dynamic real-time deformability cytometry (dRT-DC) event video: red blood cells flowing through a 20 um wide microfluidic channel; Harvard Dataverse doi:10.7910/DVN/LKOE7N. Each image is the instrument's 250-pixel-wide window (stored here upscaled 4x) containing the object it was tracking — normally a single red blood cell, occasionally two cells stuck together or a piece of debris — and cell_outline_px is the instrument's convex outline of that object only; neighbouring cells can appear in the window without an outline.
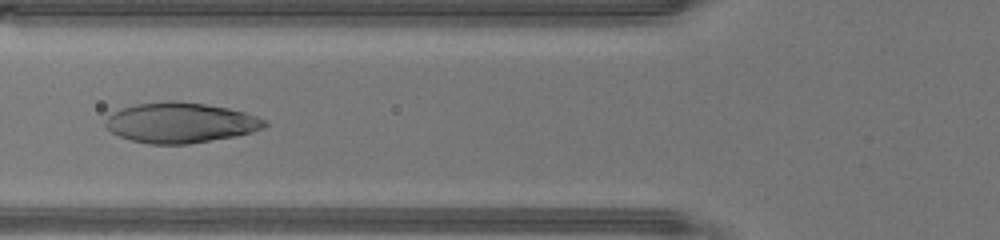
{"species": "human", "species_latin": "Homo sapiens", "temperature_condition": "warm", "stored_images_in_passage": 43, "camera_frame_rate_fps": 3000, "um_per_image_px": 0.085, "donor": {"sex": "male"}, "frame": {"image": 1, "passage_image": 16, "time_ms": 5.0, "image_size_px": [1000, 240], "cell_outline_px": [[268, 124], [264, 128], [252, 132], [236, 136], [188, 144], [148, 144], [132, 140], [120, 136], [112, 132], [104, 124], [104, 120], [108, 116], [120, 108], [136, 104], [164, 100], [176, 100], [204, 104], [228, 108], [244, 112], [268, 120]], "centroid_in_image_um": [15.35, 10.42], "position_along_channel_um": 110.5, "area_um2": 37.57}}
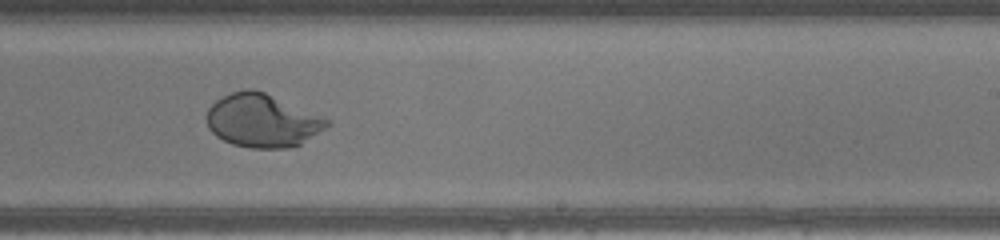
{"frame": {"image": 2, "passage_image": 26, "time_ms": 8.333, "image_size_px": [1000, 240], "cell_outline_px": [[332, 124], [300, 144], [288, 148], [252, 148], [232, 144], [216, 136], [208, 128], [204, 116], [208, 108], [216, 100], [232, 92], [248, 88], [252, 88], [264, 92], [332, 120]], "centroid_in_image_um": [22.28, 10.25], "position_along_channel_um": 266.7, "area_um2": 37.4}}
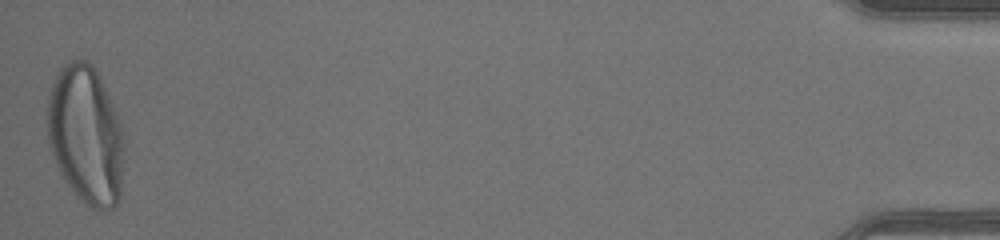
{"frame": {"image": 3, "passage_image": 43, "time_ms": 14.0, "image_size_px": [1000, 240], "cell_outline_px": [[124, 152], [120, 200], [108, 212], [96, 212], [88, 208], [76, 196], [64, 180], [56, 164], [48, 140], [48, 92], [60, 68], [64, 64], [72, 60], [88, 60], [96, 68], [112, 104], [120, 124], [124, 144]], "centroid_in_image_um": [7.3, 11.54], "position_along_channel_um": 427.9, "area_um2": 62.54}}